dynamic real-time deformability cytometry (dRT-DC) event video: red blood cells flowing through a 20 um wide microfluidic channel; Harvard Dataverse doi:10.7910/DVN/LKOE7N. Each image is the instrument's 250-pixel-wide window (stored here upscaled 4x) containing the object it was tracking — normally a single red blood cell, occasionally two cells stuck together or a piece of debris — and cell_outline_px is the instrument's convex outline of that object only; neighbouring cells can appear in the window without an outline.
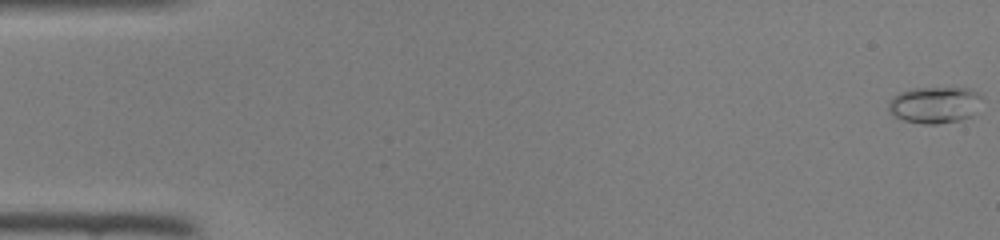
{"species": "common noctule bat (a hibernating species)", "species_latin": "Nyctalus noctula", "temperature_condition": "room temperature", "stored_images_in_passage": 47, "camera_frame_rate_fps": 3000, "um_per_image_px": 0.085, "animal": {"sex": "female", "body_mass_g": 22.0, "forearm_length_mm": 56.7}, "frame": {"image": 1, "passage_image": 1, "time_ms": 0.0, "image_size_px": [1000, 240], "cell_outline_px": [[980, 96], [972, 116], [960, 120], [936, 124], [924, 124], [904, 120], [892, 116], [888, 112], [888, 104], [892, 96], [900, 92], [912, 88], [972, 88], [980, 92]], "centroid_in_image_um": [79.39, 8.91], "position_along_channel_um": 5.6, "area_um2": 19.94}}
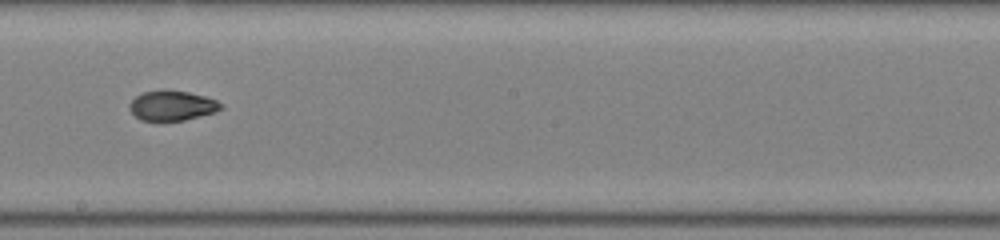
{"frame": {"image": 2, "passage_image": 27, "time_ms": 8.667, "image_size_px": [1000, 240], "cell_outline_px": [[224, 108], [216, 112], [184, 120], [140, 120], [132, 112], [128, 104], [136, 96], [144, 92], [164, 88], [188, 92], [204, 96], [216, 100], [224, 104]], "centroid_in_image_um": [14.65, 8.95], "position_along_channel_um": 233.5, "area_um2": 16.07}}
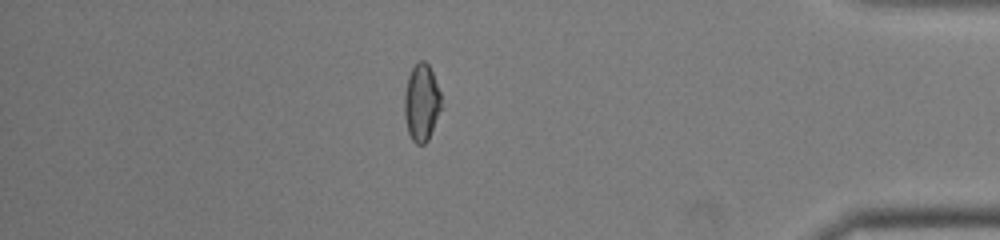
{"frame": {"image": 3, "passage_image": 41, "time_ms": 13.333, "image_size_px": [1000, 240], "cell_outline_px": [[440, 108], [428, 140], [424, 144], [416, 144], [412, 140], [408, 132], [404, 116], [404, 96], [408, 76], [412, 68], [420, 60], [424, 60], [428, 64], [432, 72], [440, 92]], "centroid_in_image_um": [35.8, 8.72], "position_along_channel_um": 399.4, "area_um2": 16.3}}